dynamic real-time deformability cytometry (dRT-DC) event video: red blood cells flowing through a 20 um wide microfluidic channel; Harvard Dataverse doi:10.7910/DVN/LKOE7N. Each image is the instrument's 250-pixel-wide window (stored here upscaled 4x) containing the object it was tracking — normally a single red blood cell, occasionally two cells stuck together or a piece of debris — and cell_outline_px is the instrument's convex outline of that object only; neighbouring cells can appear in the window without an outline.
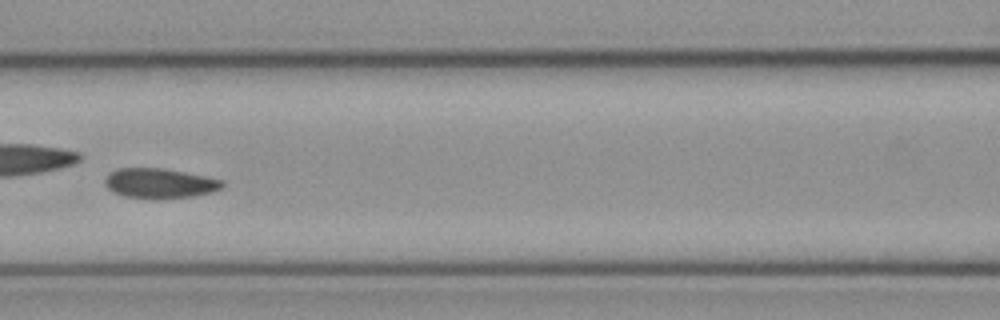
{"species": "common noctule bat (a hibernating species)", "species_latin": "Nyctalus noctula", "temperature_condition": "cold", "stored_images_in_passage": 53, "camera_frame_rate_fps": 3000, "um_per_image_px": 0.085, "animal": {"sex": "female", "body_mass_g": 21.9}, "frame": {"image": 1, "passage_image": 23, "time_ms": 7.333, "image_size_px": [1000, 320], "cell_outline_px": [[224, 184], [220, 188], [212, 192], [192, 196], [124, 196], [112, 192], [104, 184], [104, 180], [116, 168], [164, 168], [224, 180]], "centroid_in_image_um": [13.56, 15.53], "position_along_channel_um": 153.0, "area_um2": 19.59}, "authors_computed_cell_mechanics": {"area_um2": 20.2878, "velocity_mm_per_s": 3.8361, "shape_relaxation_time_tau1_ms": 5.3685, "shape_relaxation_time_tau2_ms": 6.1988, "deformation_change_tau1": 0.089, "deformation_change_tau2": 0.0903}}